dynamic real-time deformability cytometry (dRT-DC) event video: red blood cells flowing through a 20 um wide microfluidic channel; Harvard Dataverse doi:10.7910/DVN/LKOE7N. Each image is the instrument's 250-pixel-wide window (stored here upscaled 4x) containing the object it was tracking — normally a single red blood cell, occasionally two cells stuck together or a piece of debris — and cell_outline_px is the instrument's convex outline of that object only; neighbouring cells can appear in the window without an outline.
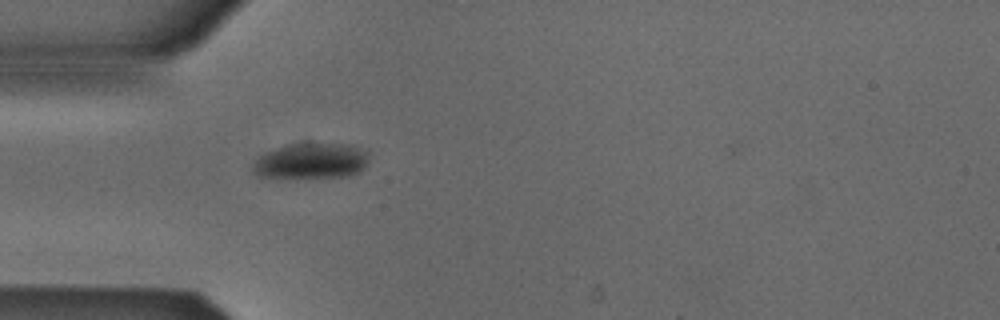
{"species": "Egyptian fruit bat (a non-hibernating species)", "species_latin": "Rousettus aegyptiacus", "temperature_condition": "cold", "stored_images_in_passage": 37, "camera_frame_rate_fps": 3000, "um_per_image_px": 0.085, "animal": {"sex": "male"}, "frame": {"image": 1, "passage_image": 1, "time_ms": 0.0, "image_size_px": [1000, 320], "cell_outline_px": [[368, 152], [364, 168], [348, 176], [280, 180], [256, 176], [252, 172], [252, 168], [256, 160], [264, 152], [276, 148], [292, 144], [348, 144]], "centroid_in_image_um": [26.35, 13.74], "position_along_channel_um": 58.7, "area_um2": 24.57}}
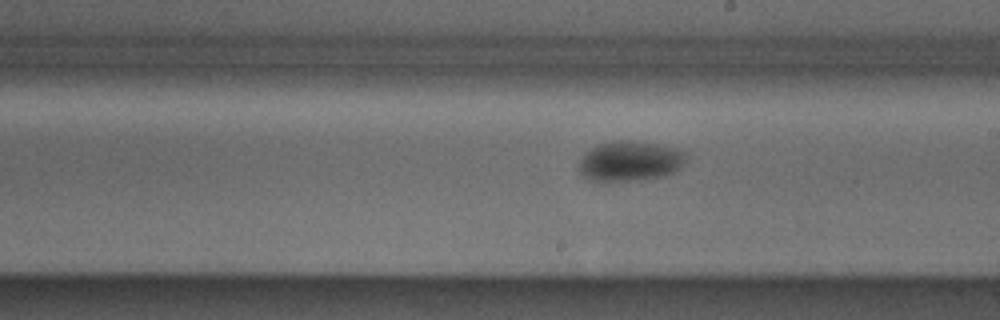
{"frame": {"image": 2, "passage_image": 15, "time_ms": 4.667, "image_size_px": [1000, 320], "cell_outline_px": [[688, 160], [676, 172], [664, 176], [608, 184], [588, 180], [580, 176], [580, 160], [584, 152], [596, 144], [616, 140], [628, 140], [656, 144], [676, 148], [684, 152], [688, 156]], "centroid_in_image_um": [53.52, 13.73], "position_along_channel_um": 235.5, "area_um2": 25.95}}
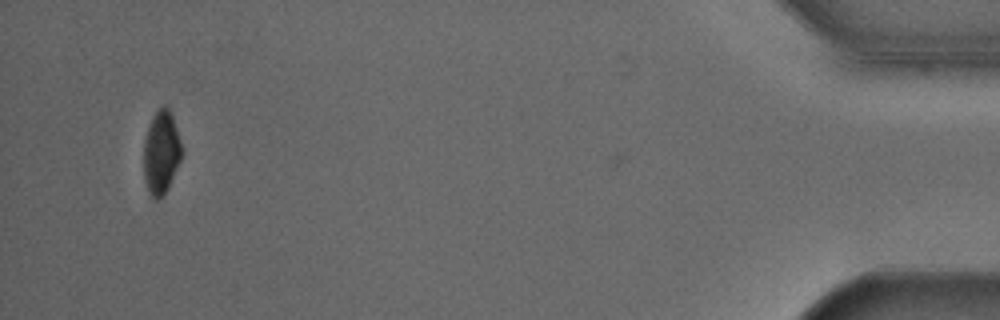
{"frame": {"image": 3, "passage_image": 36, "time_ms": 11.667, "image_size_px": [1000, 320], "cell_outline_px": [[184, 152], [168, 188], [164, 196], [156, 200], [152, 200], [148, 192], [144, 180], [144, 140], [148, 124], [152, 116], [164, 104], [168, 104]], "centroid_in_image_um": [13.7, 12.97], "position_along_channel_um": 421.5, "area_um2": 18.84}, "authors_computed_cell_mechanics": {"area_um2": 24.5072, "velocity_mm_per_s": 3.8651, "shape_relaxation_time_tau1_ms": 3.5276, "shape_relaxation_time_tau2_ms": null, "deformation_change_tau1": 0.0686, "deformation_change_tau2": null}}